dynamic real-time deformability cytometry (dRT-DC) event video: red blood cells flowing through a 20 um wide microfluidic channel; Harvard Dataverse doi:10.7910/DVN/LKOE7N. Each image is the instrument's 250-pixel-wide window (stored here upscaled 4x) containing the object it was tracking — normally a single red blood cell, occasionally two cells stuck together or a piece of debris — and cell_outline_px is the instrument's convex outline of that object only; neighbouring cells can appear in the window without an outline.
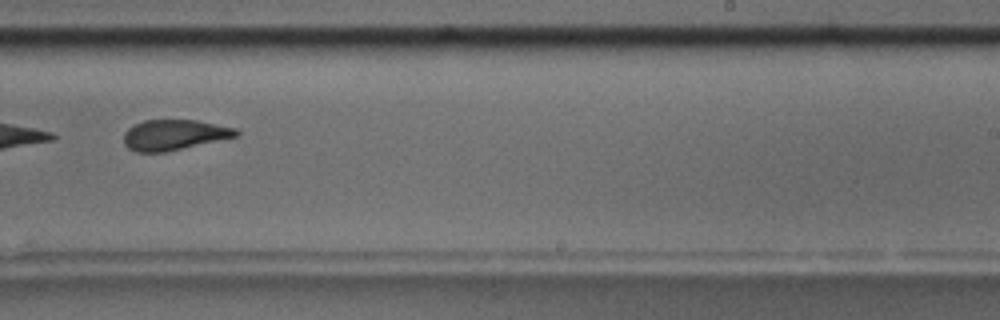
{"species": "common noctule bat (a hibernating species)", "species_latin": "Nyctalus noctula", "temperature_condition": "room temperature", "stored_images_in_passage": 12, "camera_frame_rate_fps": 3000, "um_per_image_px": 0.085, "animal": {"sex": "male", "body_mass_g": 17.5, "forearm_length_mm": 52.3}, "frame": {"image": 1, "passage_image": 7, "time_ms": 7.0, "image_size_px": [1000, 320], "cell_outline_px": [[240, 136], [164, 152], [136, 152], [128, 148], [124, 144], [124, 132], [128, 128], [144, 120], [196, 120], [236, 128], [240, 132]], "centroid_in_image_um": [14.82, 11.46], "position_along_channel_um": 274.2, "area_um2": 19.94}, "authors_computed_cell_mechanics": {"area_um2": 21.0392, "velocity_mm_per_s": 3.6111, "shape_relaxation_time_tau1_ms": null, "shape_relaxation_time_tau2_ms": 1.9052, "deformation_change_tau1": null, "deformation_change_tau2": 0.0758}}